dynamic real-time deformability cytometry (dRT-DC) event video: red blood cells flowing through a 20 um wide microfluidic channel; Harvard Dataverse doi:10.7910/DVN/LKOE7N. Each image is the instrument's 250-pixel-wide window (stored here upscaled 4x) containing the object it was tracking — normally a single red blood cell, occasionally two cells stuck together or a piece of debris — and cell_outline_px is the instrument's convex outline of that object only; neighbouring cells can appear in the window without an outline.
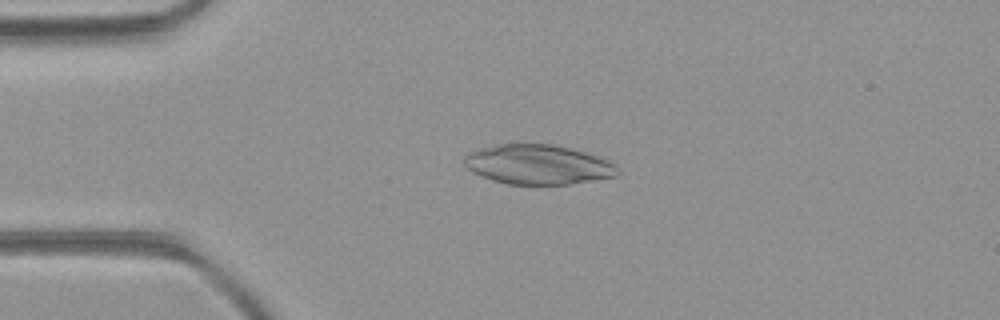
{"species": "common noctule bat (a hibernating species)", "species_latin": "Nyctalus noctula", "temperature_condition": "room temperature", "stored_images_in_passage": 46, "camera_frame_rate_fps": 3000, "um_per_image_px": 0.085, "animal": {"sex": "female", "body_mass_g": 21.9}, "frame": {"image": 1, "passage_image": 7, "time_ms": 2.0, "image_size_px": [1000, 320], "cell_outline_px": [[620, 176], [572, 184], [508, 184], [492, 180], [480, 176], [472, 172], [464, 164], [464, 156], [468, 152], [476, 148], [496, 144], [556, 144], [572, 148], [600, 156], [616, 164], [620, 172]], "centroid_in_image_um": [45.76, 13.98], "position_along_channel_um": 39.2, "area_um2": 36.13}}
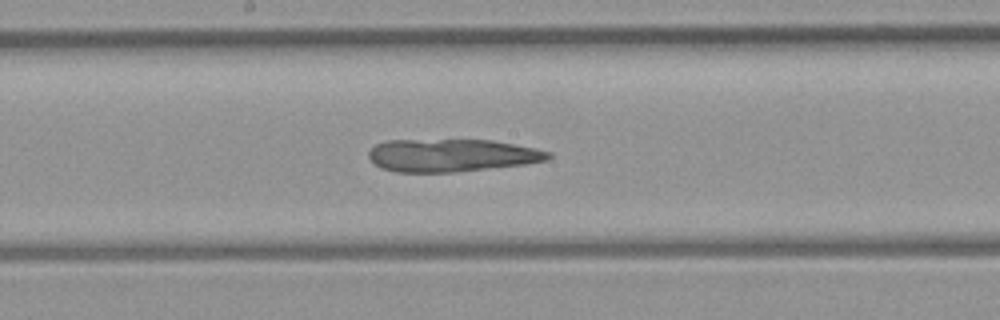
{"frame": {"image": 2, "passage_image": 22, "time_ms": 7.0, "image_size_px": [1000, 320], "cell_outline_px": [[552, 156], [548, 160], [524, 164], [456, 172], [396, 172], [380, 168], [368, 156], [368, 152], [376, 144], [388, 140], [492, 140], [536, 148], [552, 152]], "centroid_in_image_um": [38.41, 13.2], "position_along_channel_um": 209.8, "area_um2": 34.28}}
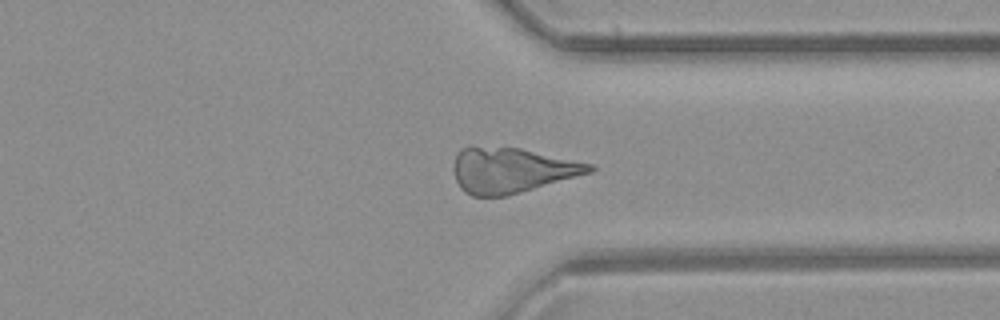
{"frame": {"image": 3, "passage_image": 34, "time_ms": 11.0, "image_size_px": [1000, 320], "cell_outline_px": [[596, 168], [592, 172], [508, 196], [472, 196], [464, 192], [460, 188], [456, 180], [452, 168], [452, 164], [456, 156], [464, 148], [472, 144], [520, 148], [592, 164]], "centroid_in_image_um": [43.44, 14.46], "position_along_channel_um": 368.0, "area_um2": 36.18}}